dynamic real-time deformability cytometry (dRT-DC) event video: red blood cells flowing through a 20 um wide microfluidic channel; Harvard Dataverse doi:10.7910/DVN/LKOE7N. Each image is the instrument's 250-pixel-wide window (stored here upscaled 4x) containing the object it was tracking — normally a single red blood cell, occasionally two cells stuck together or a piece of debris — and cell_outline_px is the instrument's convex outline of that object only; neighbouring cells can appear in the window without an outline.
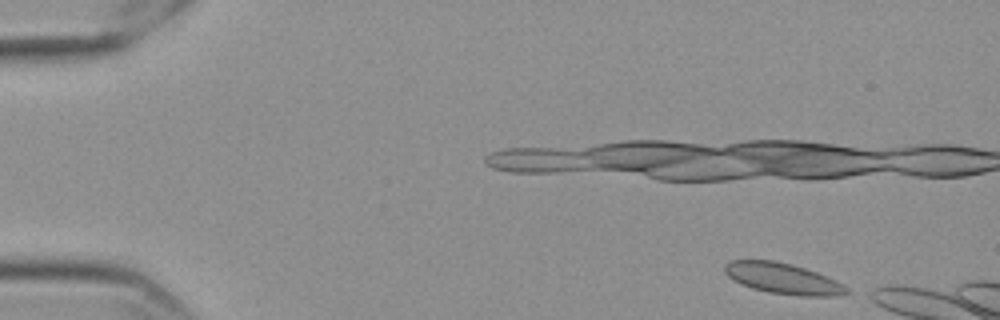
{"species": "Egyptian fruit bat (a non-hibernating species)", "species_latin": "Rousettus aegyptiacus", "temperature_condition": "cold", "stored_images_in_passage": 13, "camera_frame_rate_fps": 3000, "um_per_image_px": 0.085, "frame": {"image": 1, "passage_image": 1, "time_ms": 0.0, "image_size_px": [1000, 320], "cell_outline_px": [[848, 292], [836, 296], [800, 296], [768, 292], [752, 288], [740, 284], [732, 280], [724, 272], [724, 264], [732, 260], [772, 260], [792, 264], [816, 272], [836, 280], [848, 288]], "centroid_in_image_um": [66.51, 23.67], "position_along_channel_um": 18.5, "area_um2": 21.91}}